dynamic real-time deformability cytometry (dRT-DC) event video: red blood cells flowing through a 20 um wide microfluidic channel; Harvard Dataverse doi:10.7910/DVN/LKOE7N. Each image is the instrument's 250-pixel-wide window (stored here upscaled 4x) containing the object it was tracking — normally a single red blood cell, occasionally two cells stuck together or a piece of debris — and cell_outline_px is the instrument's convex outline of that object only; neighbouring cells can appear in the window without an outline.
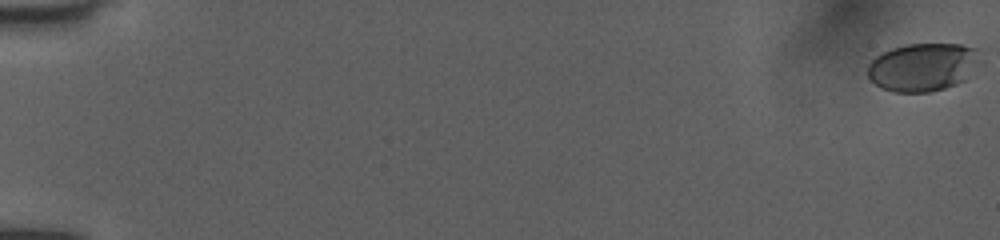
{"species": "human", "species_latin": "Homo sapiens", "temperature_condition": "room temperature", "stored_images_in_passage": 53, "camera_frame_rate_fps": 3000, "um_per_image_px": 0.085, "donor": {"sex": "female"}, "frame": {"image": 1, "passage_image": 1, "time_ms": 0.0, "image_size_px": [1000, 240], "cell_outline_px": [[976, 60], [964, 80], [956, 84], [944, 88], [928, 92], [892, 92], [880, 88], [868, 76], [868, 64], [876, 56], [892, 48], [908, 44], [960, 44], [976, 48]], "centroid_in_image_um": [78.35, 5.71], "position_along_channel_um": 6.7, "area_um2": 30.87}}
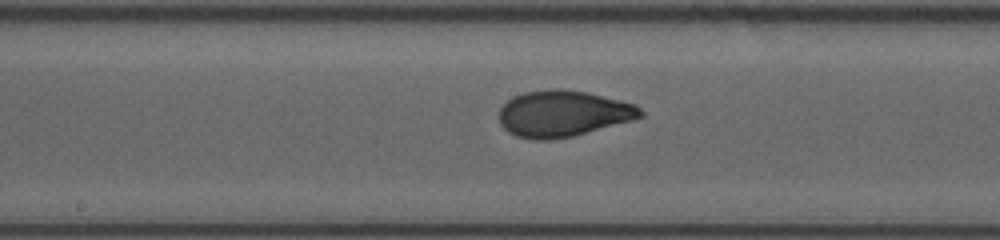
{"frame": {"image": 2, "passage_image": 30, "time_ms": 9.667, "image_size_px": [1000, 240], "cell_outline_px": [[644, 116], [632, 120], [572, 136], [548, 140], [532, 140], [516, 136], [508, 132], [500, 124], [500, 108], [512, 96], [524, 92], [552, 88], [560, 88], [588, 92], [636, 104], [644, 112]], "centroid_in_image_um": [47.85, 9.64], "position_along_channel_um": 200.3, "area_um2": 38.21}}
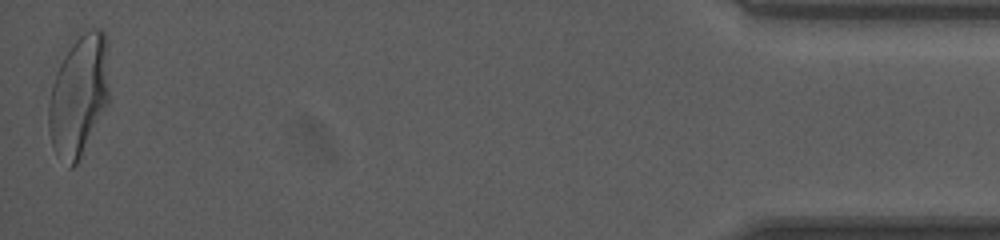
{"frame": {"image": 3, "passage_image": 53, "time_ms": 17.333, "image_size_px": [1000, 240], "cell_outline_px": [[108, 104], [76, 164], [72, 168], [68, 168], [52, 144], [48, 128], [48, 104], [56, 56], [80, 28], [100, 28], [104, 32], [108, 88]], "centroid_in_image_um": [6.62, 7.95], "position_along_channel_um": 428.6, "area_um2": 44.04}, "authors_computed_cell_mechanics": {"area_um2": 36.5296, "velocity_mm_per_s": 4.038, "shape_relaxation_time_tau1_ms": 3.954, "shape_relaxation_time_tau2_ms": null, "deformation_change_tau1": 0.1609, "deformation_change_tau2": null}}